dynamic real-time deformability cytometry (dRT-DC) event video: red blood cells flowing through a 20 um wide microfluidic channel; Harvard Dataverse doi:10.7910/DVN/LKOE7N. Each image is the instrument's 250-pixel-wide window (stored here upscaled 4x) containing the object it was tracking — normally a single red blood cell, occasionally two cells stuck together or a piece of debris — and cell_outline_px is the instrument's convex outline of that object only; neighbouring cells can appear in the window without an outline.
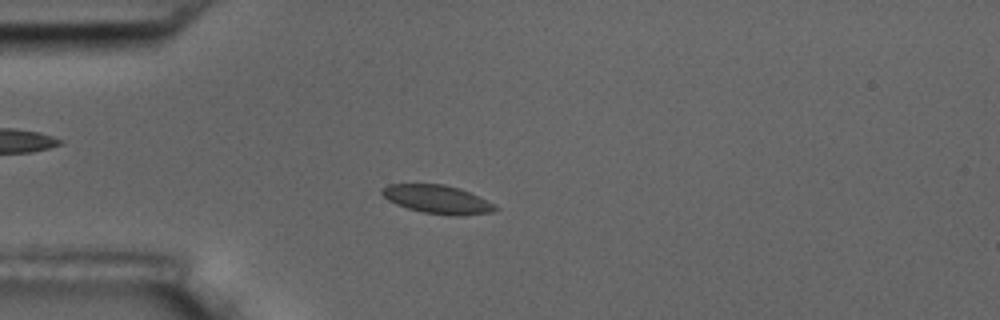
{"species": "common noctule bat (a hibernating species)", "species_latin": "Nyctalus noctula", "temperature_condition": "room temperature", "stored_images_in_passage": 56, "camera_frame_rate_fps": 3000, "um_per_image_px": 0.085, "animal": {"sex": "male", "body_mass_g": 17.5, "forearm_length_mm": 52.3}, "frame": {"image": 1, "passage_image": 15, "time_ms": 4.667, "image_size_px": [1000, 320], "cell_outline_px": [[500, 208], [496, 212], [460, 216], [452, 216], [424, 212], [408, 208], [396, 204], [388, 200], [380, 192], [380, 188], [388, 184], [444, 184], [460, 188], [496, 204]], "centroid_in_image_um": [37.22, 16.95], "position_along_channel_um": 47.8, "area_um2": 19.02}}
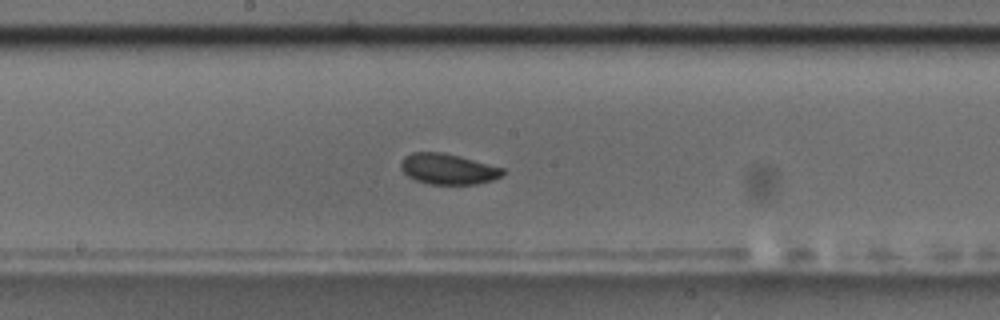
{"frame": {"image": 2, "passage_image": 30, "time_ms": 9.667, "image_size_px": [1000, 320], "cell_outline_px": [[504, 172], [500, 176], [492, 180], [476, 184], [428, 184], [416, 180], [408, 176], [400, 168], [400, 160], [404, 156], [412, 152], [444, 152], [460, 156], [504, 168]], "centroid_in_image_um": [38.04, 14.35], "position_along_channel_um": 210.2, "area_um2": 18.26}}
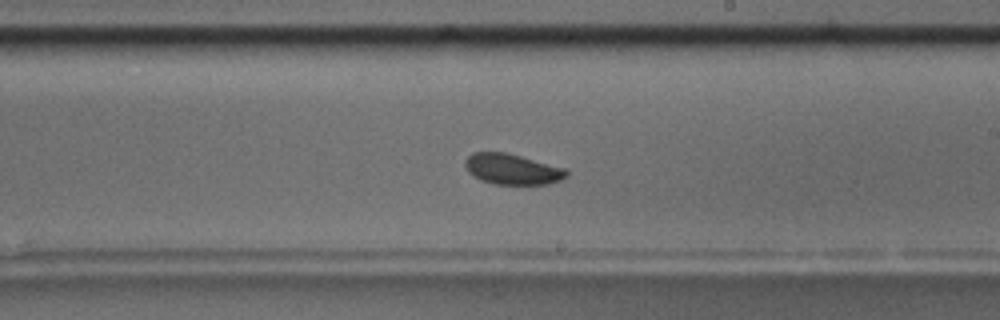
{"frame": {"image": 3, "passage_image": 33, "time_ms": 10.667, "image_size_px": [1000, 320], "cell_outline_px": [[568, 176], [560, 180], [548, 184], [492, 184], [480, 180], [468, 172], [464, 164], [464, 160], [472, 152], [508, 152], [568, 168]], "centroid_in_image_um": [43.56, 14.37], "position_along_channel_um": 245.4, "area_um2": 18.5}, "authors_computed_cell_mechanics": {"area_um2": 18.2359, "velocity_mm_per_s": 3.5499, "shape_relaxation_time_tau1_ms": 1.7602, "shape_relaxation_time_tau2_ms": null, "deformation_change_tau1": 0.0445, "deformation_change_tau2": null}}